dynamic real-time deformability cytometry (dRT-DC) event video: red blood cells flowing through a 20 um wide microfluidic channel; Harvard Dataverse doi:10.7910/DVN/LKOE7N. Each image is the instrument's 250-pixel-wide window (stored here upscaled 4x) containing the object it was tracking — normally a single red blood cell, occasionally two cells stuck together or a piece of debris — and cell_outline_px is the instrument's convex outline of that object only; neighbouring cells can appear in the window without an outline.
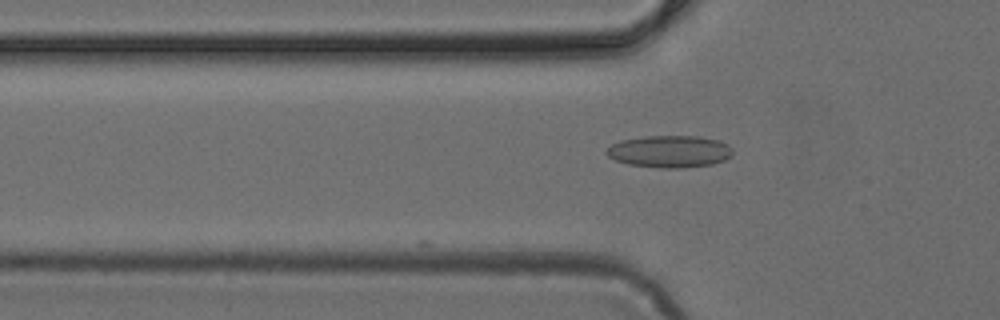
{"species": "common noctule bat (a hibernating species)", "species_latin": "Nyctalus noctula", "temperature_condition": "cold", "stored_images_in_passage": 13, "camera_frame_rate_fps": 3000, "um_per_image_px": 0.085, "animal": {"sex": "female", "body_mass_g": 24.6, "forearm_length_mm": 56.2}, "frame": {"image": 1, "passage_image": 13, "time_ms": 4.0, "image_size_px": [1000, 320], "cell_outline_px": [[732, 156], [724, 160], [712, 164], [684, 168], [660, 168], [628, 164], [616, 160], [608, 156], [604, 152], [612, 144], [620, 140], [644, 136], [700, 136], [720, 140], [728, 144], [732, 148]], "centroid_in_image_um": [56.94, 12.87], "position_along_channel_um": 68.9, "area_um2": 23.81}}